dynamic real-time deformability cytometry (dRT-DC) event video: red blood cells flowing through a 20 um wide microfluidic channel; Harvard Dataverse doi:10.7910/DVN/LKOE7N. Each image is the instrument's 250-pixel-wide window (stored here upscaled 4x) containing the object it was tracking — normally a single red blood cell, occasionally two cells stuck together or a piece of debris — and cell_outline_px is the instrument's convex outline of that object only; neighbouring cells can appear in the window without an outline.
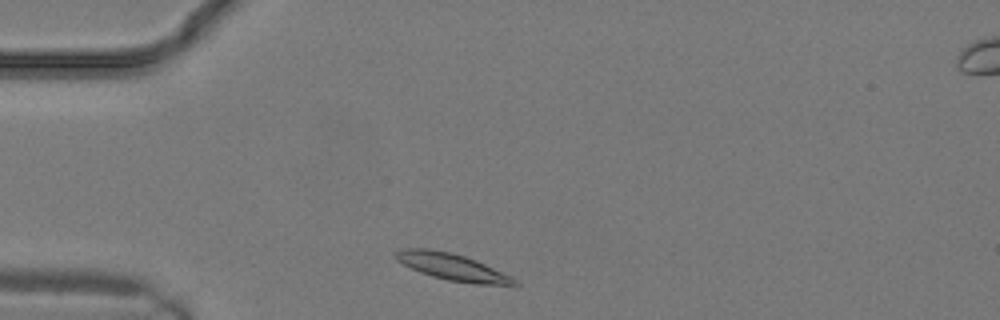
{"species": "common noctule bat (a hibernating species)", "species_latin": "Nyctalus noctula", "temperature_condition": "warm", "stored_images_in_passage": 4, "camera_frame_rate_fps": 3000, "um_per_image_px": 0.085, "animal": {"sex": "male", "body_mass_g": 19.2, "forearm_length_mm": 51.8}, "frame": {"image": 1, "passage_image": 1, "time_ms": 0.0, "image_size_px": [1000, 320], "cell_outline_px": [[520, 284], [476, 284], [448, 280], [432, 276], [420, 272], [396, 260], [396, 252], [404, 248], [428, 248], [452, 252], [476, 260], [512, 276]], "centroid_in_image_um": [38.44, 22.67], "position_along_channel_um": 46.6, "area_um2": 18.26}}
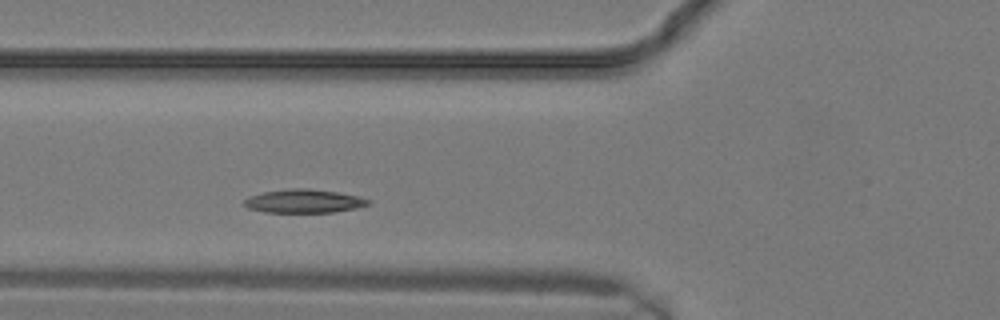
{"frame": {"image": 2, "passage_image": 4, "time_ms": 1.0, "image_size_px": [1000, 320], "cell_outline_px": [[372, 204], [356, 208], [336, 212], [264, 212], [248, 208], [244, 204], [244, 200], [248, 196], [264, 192], [288, 188], [308, 188], [336, 192], [356, 196], [372, 200]], "centroid_in_image_um": [25.84, 17.09], "position_along_channel_um": 100.0, "area_um2": 17.05}}